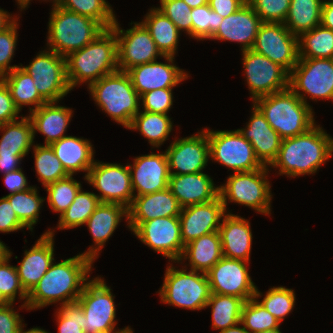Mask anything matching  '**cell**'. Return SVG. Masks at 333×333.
I'll return each mask as SVG.
<instances>
[{
    "instance_id": "4fadbf2b",
    "label": "cell",
    "mask_w": 333,
    "mask_h": 333,
    "mask_svg": "<svg viewBox=\"0 0 333 333\" xmlns=\"http://www.w3.org/2000/svg\"><path fill=\"white\" fill-rule=\"evenodd\" d=\"M242 55L245 81L253 102L289 87L290 73L281 65L252 49L242 51Z\"/></svg>"
},
{
    "instance_id": "30bf717a",
    "label": "cell",
    "mask_w": 333,
    "mask_h": 333,
    "mask_svg": "<svg viewBox=\"0 0 333 333\" xmlns=\"http://www.w3.org/2000/svg\"><path fill=\"white\" fill-rule=\"evenodd\" d=\"M289 88L308 105V96L333 100V58H299L290 72Z\"/></svg>"
},
{
    "instance_id": "5bb4252c",
    "label": "cell",
    "mask_w": 333,
    "mask_h": 333,
    "mask_svg": "<svg viewBox=\"0 0 333 333\" xmlns=\"http://www.w3.org/2000/svg\"><path fill=\"white\" fill-rule=\"evenodd\" d=\"M86 181L99 191L102 203H116L127 209L132 204L134 192L130 170L127 165L95 161L89 169Z\"/></svg>"
},
{
    "instance_id": "d6986e66",
    "label": "cell",
    "mask_w": 333,
    "mask_h": 333,
    "mask_svg": "<svg viewBox=\"0 0 333 333\" xmlns=\"http://www.w3.org/2000/svg\"><path fill=\"white\" fill-rule=\"evenodd\" d=\"M170 144L165 153L170 174L183 175L203 172L210 159L207 132L178 138Z\"/></svg>"
},
{
    "instance_id": "4dcf8cb0",
    "label": "cell",
    "mask_w": 333,
    "mask_h": 333,
    "mask_svg": "<svg viewBox=\"0 0 333 333\" xmlns=\"http://www.w3.org/2000/svg\"><path fill=\"white\" fill-rule=\"evenodd\" d=\"M50 146L69 175L83 171L86 172V180L89 169L95 162L94 148L88 139L67 135Z\"/></svg>"
},
{
    "instance_id": "b9f144b4",
    "label": "cell",
    "mask_w": 333,
    "mask_h": 333,
    "mask_svg": "<svg viewBox=\"0 0 333 333\" xmlns=\"http://www.w3.org/2000/svg\"><path fill=\"white\" fill-rule=\"evenodd\" d=\"M261 296H263L262 293L256 289L255 297L245 301L242 307L240 323L249 333L280 328L281 322L258 302Z\"/></svg>"
},
{
    "instance_id": "f546056e",
    "label": "cell",
    "mask_w": 333,
    "mask_h": 333,
    "mask_svg": "<svg viewBox=\"0 0 333 333\" xmlns=\"http://www.w3.org/2000/svg\"><path fill=\"white\" fill-rule=\"evenodd\" d=\"M59 102H47L27 115L32 123L33 137L36 132L45 136L44 145L67 136L68 125L73 116L72 108L58 105Z\"/></svg>"
},
{
    "instance_id": "f1b7e54d",
    "label": "cell",
    "mask_w": 333,
    "mask_h": 333,
    "mask_svg": "<svg viewBox=\"0 0 333 333\" xmlns=\"http://www.w3.org/2000/svg\"><path fill=\"white\" fill-rule=\"evenodd\" d=\"M250 227L249 221L241 216L231 212L223 216L218 232L224 257L250 262L253 240Z\"/></svg>"
},
{
    "instance_id": "74e56055",
    "label": "cell",
    "mask_w": 333,
    "mask_h": 333,
    "mask_svg": "<svg viewBox=\"0 0 333 333\" xmlns=\"http://www.w3.org/2000/svg\"><path fill=\"white\" fill-rule=\"evenodd\" d=\"M242 298L212 293L206 307H212V328L225 330L240 323L244 304Z\"/></svg>"
},
{
    "instance_id": "db71d44e",
    "label": "cell",
    "mask_w": 333,
    "mask_h": 333,
    "mask_svg": "<svg viewBox=\"0 0 333 333\" xmlns=\"http://www.w3.org/2000/svg\"><path fill=\"white\" fill-rule=\"evenodd\" d=\"M173 88L156 89L144 93L140 100H142L140 107L142 110L151 113L168 114L173 105Z\"/></svg>"
},
{
    "instance_id": "2e32d148",
    "label": "cell",
    "mask_w": 333,
    "mask_h": 333,
    "mask_svg": "<svg viewBox=\"0 0 333 333\" xmlns=\"http://www.w3.org/2000/svg\"><path fill=\"white\" fill-rule=\"evenodd\" d=\"M252 50L281 65L289 73L299 61L298 37L284 23L263 22Z\"/></svg>"
},
{
    "instance_id": "7402d4cb",
    "label": "cell",
    "mask_w": 333,
    "mask_h": 333,
    "mask_svg": "<svg viewBox=\"0 0 333 333\" xmlns=\"http://www.w3.org/2000/svg\"><path fill=\"white\" fill-rule=\"evenodd\" d=\"M225 214L226 211L220 196L211 202L182 208L178 217L183 244L186 245L202 235L217 232Z\"/></svg>"
},
{
    "instance_id": "4316f807",
    "label": "cell",
    "mask_w": 333,
    "mask_h": 333,
    "mask_svg": "<svg viewBox=\"0 0 333 333\" xmlns=\"http://www.w3.org/2000/svg\"><path fill=\"white\" fill-rule=\"evenodd\" d=\"M168 188L182 208L211 202L219 196V187L203 172L170 174Z\"/></svg>"
},
{
    "instance_id": "94428289",
    "label": "cell",
    "mask_w": 333,
    "mask_h": 333,
    "mask_svg": "<svg viewBox=\"0 0 333 333\" xmlns=\"http://www.w3.org/2000/svg\"><path fill=\"white\" fill-rule=\"evenodd\" d=\"M21 160L19 155H0V171L6 174L20 169Z\"/></svg>"
},
{
    "instance_id": "7a4b0ae2",
    "label": "cell",
    "mask_w": 333,
    "mask_h": 333,
    "mask_svg": "<svg viewBox=\"0 0 333 333\" xmlns=\"http://www.w3.org/2000/svg\"><path fill=\"white\" fill-rule=\"evenodd\" d=\"M333 156V138L319 125L306 133L282 140L277 158L270 165L280 175L298 177L314 174Z\"/></svg>"
},
{
    "instance_id": "d4e9b609",
    "label": "cell",
    "mask_w": 333,
    "mask_h": 333,
    "mask_svg": "<svg viewBox=\"0 0 333 333\" xmlns=\"http://www.w3.org/2000/svg\"><path fill=\"white\" fill-rule=\"evenodd\" d=\"M182 207L166 188L147 195L135 196L128 208V228L133 232L142 222L158 217L179 216Z\"/></svg>"
},
{
    "instance_id": "9a60e30c",
    "label": "cell",
    "mask_w": 333,
    "mask_h": 333,
    "mask_svg": "<svg viewBox=\"0 0 333 333\" xmlns=\"http://www.w3.org/2000/svg\"><path fill=\"white\" fill-rule=\"evenodd\" d=\"M130 29L120 28L117 19L111 29L117 38L118 70L127 72L134 66L156 61L161 52L141 22H131Z\"/></svg>"
},
{
    "instance_id": "c3c4849f",
    "label": "cell",
    "mask_w": 333,
    "mask_h": 333,
    "mask_svg": "<svg viewBox=\"0 0 333 333\" xmlns=\"http://www.w3.org/2000/svg\"><path fill=\"white\" fill-rule=\"evenodd\" d=\"M192 38L196 40H210L218 30L223 17L213 11L209 4L192 8Z\"/></svg>"
},
{
    "instance_id": "277c9868",
    "label": "cell",
    "mask_w": 333,
    "mask_h": 333,
    "mask_svg": "<svg viewBox=\"0 0 333 333\" xmlns=\"http://www.w3.org/2000/svg\"><path fill=\"white\" fill-rule=\"evenodd\" d=\"M253 104L282 139L304 134L316 125L312 106L305 104L289 87L260 97Z\"/></svg>"
},
{
    "instance_id": "91938a15",
    "label": "cell",
    "mask_w": 333,
    "mask_h": 333,
    "mask_svg": "<svg viewBox=\"0 0 333 333\" xmlns=\"http://www.w3.org/2000/svg\"><path fill=\"white\" fill-rule=\"evenodd\" d=\"M246 2V0H208L210 8L223 18L235 13Z\"/></svg>"
},
{
    "instance_id": "11a10c76",
    "label": "cell",
    "mask_w": 333,
    "mask_h": 333,
    "mask_svg": "<svg viewBox=\"0 0 333 333\" xmlns=\"http://www.w3.org/2000/svg\"><path fill=\"white\" fill-rule=\"evenodd\" d=\"M27 227L18 219L9 200L3 196L0 198V232H16Z\"/></svg>"
},
{
    "instance_id": "e0dca14e",
    "label": "cell",
    "mask_w": 333,
    "mask_h": 333,
    "mask_svg": "<svg viewBox=\"0 0 333 333\" xmlns=\"http://www.w3.org/2000/svg\"><path fill=\"white\" fill-rule=\"evenodd\" d=\"M139 240L172 262H179L185 245L178 216L158 217L142 222L134 231Z\"/></svg>"
},
{
    "instance_id": "9f6ffc18",
    "label": "cell",
    "mask_w": 333,
    "mask_h": 333,
    "mask_svg": "<svg viewBox=\"0 0 333 333\" xmlns=\"http://www.w3.org/2000/svg\"><path fill=\"white\" fill-rule=\"evenodd\" d=\"M13 307V303L0 307V333H20L23 319Z\"/></svg>"
},
{
    "instance_id": "03108f58",
    "label": "cell",
    "mask_w": 333,
    "mask_h": 333,
    "mask_svg": "<svg viewBox=\"0 0 333 333\" xmlns=\"http://www.w3.org/2000/svg\"><path fill=\"white\" fill-rule=\"evenodd\" d=\"M31 0H16L17 5H19L18 7L20 8V10L22 11L23 9L25 10L26 7H28V5L30 4ZM44 1V0H43ZM48 1V0H45ZM50 2L52 1L53 5L52 6H56L58 5L60 0H49Z\"/></svg>"
},
{
    "instance_id": "e7e4bbea",
    "label": "cell",
    "mask_w": 333,
    "mask_h": 333,
    "mask_svg": "<svg viewBox=\"0 0 333 333\" xmlns=\"http://www.w3.org/2000/svg\"><path fill=\"white\" fill-rule=\"evenodd\" d=\"M240 325V326H238ZM220 333H249L248 330L242 325L241 323L233 326V327H229L225 330H221Z\"/></svg>"
},
{
    "instance_id": "816d5d0a",
    "label": "cell",
    "mask_w": 333,
    "mask_h": 333,
    "mask_svg": "<svg viewBox=\"0 0 333 333\" xmlns=\"http://www.w3.org/2000/svg\"><path fill=\"white\" fill-rule=\"evenodd\" d=\"M262 22L284 23L291 0H248Z\"/></svg>"
},
{
    "instance_id": "a7ac6f4b",
    "label": "cell",
    "mask_w": 333,
    "mask_h": 333,
    "mask_svg": "<svg viewBox=\"0 0 333 333\" xmlns=\"http://www.w3.org/2000/svg\"><path fill=\"white\" fill-rule=\"evenodd\" d=\"M25 326H26V324L23 325L20 333H49L46 330L41 329L40 327L39 328L38 327H34V328H31V329L25 331V330H23Z\"/></svg>"
},
{
    "instance_id": "ac0fdd59",
    "label": "cell",
    "mask_w": 333,
    "mask_h": 333,
    "mask_svg": "<svg viewBox=\"0 0 333 333\" xmlns=\"http://www.w3.org/2000/svg\"><path fill=\"white\" fill-rule=\"evenodd\" d=\"M246 262L222 257L207 273L211 292L235 296L247 301L255 297L256 287L252 281Z\"/></svg>"
},
{
    "instance_id": "8fae6325",
    "label": "cell",
    "mask_w": 333,
    "mask_h": 333,
    "mask_svg": "<svg viewBox=\"0 0 333 333\" xmlns=\"http://www.w3.org/2000/svg\"><path fill=\"white\" fill-rule=\"evenodd\" d=\"M209 142L210 159L232 169L234 173L263 168L251 143L239 130L213 131L204 128Z\"/></svg>"
},
{
    "instance_id": "ffe728a7",
    "label": "cell",
    "mask_w": 333,
    "mask_h": 333,
    "mask_svg": "<svg viewBox=\"0 0 333 333\" xmlns=\"http://www.w3.org/2000/svg\"><path fill=\"white\" fill-rule=\"evenodd\" d=\"M163 58L165 63L156 60L134 66L127 71L140 97L156 89L174 88L189 77L188 73L174 64V56Z\"/></svg>"
},
{
    "instance_id": "680465c9",
    "label": "cell",
    "mask_w": 333,
    "mask_h": 333,
    "mask_svg": "<svg viewBox=\"0 0 333 333\" xmlns=\"http://www.w3.org/2000/svg\"><path fill=\"white\" fill-rule=\"evenodd\" d=\"M3 175L5 186L10 191L9 194L24 191L32 187L28 185L27 178L21 168Z\"/></svg>"
},
{
    "instance_id": "8992f818",
    "label": "cell",
    "mask_w": 333,
    "mask_h": 333,
    "mask_svg": "<svg viewBox=\"0 0 333 333\" xmlns=\"http://www.w3.org/2000/svg\"><path fill=\"white\" fill-rule=\"evenodd\" d=\"M95 104L116 123L126 129L140 111V96L127 72L116 71L103 76L88 86Z\"/></svg>"
},
{
    "instance_id": "6da1fadb",
    "label": "cell",
    "mask_w": 333,
    "mask_h": 333,
    "mask_svg": "<svg viewBox=\"0 0 333 333\" xmlns=\"http://www.w3.org/2000/svg\"><path fill=\"white\" fill-rule=\"evenodd\" d=\"M93 260L82 253L52 263L28 293L27 310L41 309L60 301V306L77 301L90 279Z\"/></svg>"
},
{
    "instance_id": "1f68e13d",
    "label": "cell",
    "mask_w": 333,
    "mask_h": 333,
    "mask_svg": "<svg viewBox=\"0 0 333 333\" xmlns=\"http://www.w3.org/2000/svg\"><path fill=\"white\" fill-rule=\"evenodd\" d=\"M222 245L219 232L202 235L187 243L177 263L188 259L191 270L207 273L221 258Z\"/></svg>"
},
{
    "instance_id": "f907efd6",
    "label": "cell",
    "mask_w": 333,
    "mask_h": 333,
    "mask_svg": "<svg viewBox=\"0 0 333 333\" xmlns=\"http://www.w3.org/2000/svg\"><path fill=\"white\" fill-rule=\"evenodd\" d=\"M156 8L168 17L180 32L185 31L192 37V8L183 0H160V6Z\"/></svg>"
},
{
    "instance_id": "ba28073f",
    "label": "cell",
    "mask_w": 333,
    "mask_h": 333,
    "mask_svg": "<svg viewBox=\"0 0 333 333\" xmlns=\"http://www.w3.org/2000/svg\"><path fill=\"white\" fill-rule=\"evenodd\" d=\"M269 166L231 174L226 184L219 186V196L223 202L226 213H228V202L245 205L255 212L264 215L271 214V184L268 180ZM227 209V210H226Z\"/></svg>"
},
{
    "instance_id": "44dd1931",
    "label": "cell",
    "mask_w": 333,
    "mask_h": 333,
    "mask_svg": "<svg viewBox=\"0 0 333 333\" xmlns=\"http://www.w3.org/2000/svg\"><path fill=\"white\" fill-rule=\"evenodd\" d=\"M128 167L134 197L168 188L170 172L164 151L157 154L150 152V154L135 157L133 165L129 163Z\"/></svg>"
},
{
    "instance_id": "7dc6e473",
    "label": "cell",
    "mask_w": 333,
    "mask_h": 333,
    "mask_svg": "<svg viewBox=\"0 0 333 333\" xmlns=\"http://www.w3.org/2000/svg\"><path fill=\"white\" fill-rule=\"evenodd\" d=\"M11 256L12 252L9 249L8 255L0 261V291L10 303H14L18 295L21 301L24 300L20 309L27 310L28 293L21 285L16 267L9 264Z\"/></svg>"
},
{
    "instance_id": "5b68a950",
    "label": "cell",
    "mask_w": 333,
    "mask_h": 333,
    "mask_svg": "<svg viewBox=\"0 0 333 333\" xmlns=\"http://www.w3.org/2000/svg\"><path fill=\"white\" fill-rule=\"evenodd\" d=\"M49 14L46 45L63 57L82 49L106 30L98 21L58 5L52 6Z\"/></svg>"
},
{
    "instance_id": "8c879c8a",
    "label": "cell",
    "mask_w": 333,
    "mask_h": 333,
    "mask_svg": "<svg viewBox=\"0 0 333 333\" xmlns=\"http://www.w3.org/2000/svg\"><path fill=\"white\" fill-rule=\"evenodd\" d=\"M260 333H282V332L280 331V328H275V329L266 330V331H263V332H260Z\"/></svg>"
},
{
    "instance_id": "603a6c76",
    "label": "cell",
    "mask_w": 333,
    "mask_h": 333,
    "mask_svg": "<svg viewBox=\"0 0 333 333\" xmlns=\"http://www.w3.org/2000/svg\"><path fill=\"white\" fill-rule=\"evenodd\" d=\"M54 232L50 229L41 235L30 250H25L24 257L15 266L22 287L27 293L40 281L54 260Z\"/></svg>"
},
{
    "instance_id": "9c48e42d",
    "label": "cell",
    "mask_w": 333,
    "mask_h": 333,
    "mask_svg": "<svg viewBox=\"0 0 333 333\" xmlns=\"http://www.w3.org/2000/svg\"><path fill=\"white\" fill-rule=\"evenodd\" d=\"M111 287L104 279L95 277L89 280L77 299L83 313L85 333H133L129 326L116 329V308ZM117 330V331H116Z\"/></svg>"
},
{
    "instance_id": "f35d334b",
    "label": "cell",
    "mask_w": 333,
    "mask_h": 333,
    "mask_svg": "<svg viewBox=\"0 0 333 333\" xmlns=\"http://www.w3.org/2000/svg\"><path fill=\"white\" fill-rule=\"evenodd\" d=\"M96 193L81 188L71 205L59 216L57 229H71L86 224V221L100 204Z\"/></svg>"
},
{
    "instance_id": "3957f363",
    "label": "cell",
    "mask_w": 333,
    "mask_h": 333,
    "mask_svg": "<svg viewBox=\"0 0 333 333\" xmlns=\"http://www.w3.org/2000/svg\"><path fill=\"white\" fill-rule=\"evenodd\" d=\"M67 79L71 89L89 86L103 76L118 71L117 38L110 28L80 50L66 57Z\"/></svg>"
},
{
    "instance_id": "f5cc1de1",
    "label": "cell",
    "mask_w": 333,
    "mask_h": 333,
    "mask_svg": "<svg viewBox=\"0 0 333 333\" xmlns=\"http://www.w3.org/2000/svg\"><path fill=\"white\" fill-rule=\"evenodd\" d=\"M18 19L19 17L9 27L0 32V78L19 67L18 65H10L13 55H15L18 40Z\"/></svg>"
},
{
    "instance_id": "8d00e7d4",
    "label": "cell",
    "mask_w": 333,
    "mask_h": 333,
    "mask_svg": "<svg viewBox=\"0 0 333 333\" xmlns=\"http://www.w3.org/2000/svg\"><path fill=\"white\" fill-rule=\"evenodd\" d=\"M173 121L167 114L139 111L133 118L129 130H138L148 139L152 148H158L168 140L173 130Z\"/></svg>"
},
{
    "instance_id": "d6a6232c",
    "label": "cell",
    "mask_w": 333,
    "mask_h": 333,
    "mask_svg": "<svg viewBox=\"0 0 333 333\" xmlns=\"http://www.w3.org/2000/svg\"><path fill=\"white\" fill-rule=\"evenodd\" d=\"M144 18L141 23L149 31L161 54L175 56L181 34L176 25L155 7Z\"/></svg>"
},
{
    "instance_id": "484cf974",
    "label": "cell",
    "mask_w": 333,
    "mask_h": 333,
    "mask_svg": "<svg viewBox=\"0 0 333 333\" xmlns=\"http://www.w3.org/2000/svg\"><path fill=\"white\" fill-rule=\"evenodd\" d=\"M252 145L256 157L264 166H269L277 158L282 138L270 126L265 116L253 104L252 116L245 128L238 129Z\"/></svg>"
},
{
    "instance_id": "7c38bea8",
    "label": "cell",
    "mask_w": 333,
    "mask_h": 333,
    "mask_svg": "<svg viewBox=\"0 0 333 333\" xmlns=\"http://www.w3.org/2000/svg\"><path fill=\"white\" fill-rule=\"evenodd\" d=\"M20 66L32 77L47 102H59L72 90L67 79L66 57L54 51H40L29 65Z\"/></svg>"
},
{
    "instance_id": "003e7915",
    "label": "cell",
    "mask_w": 333,
    "mask_h": 333,
    "mask_svg": "<svg viewBox=\"0 0 333 333\" xmlns=\"http://www.w3.org/2000/svg\"><path fill=\"white\" fill-rule=\"evenodd\" d=\"M191 8L200 7L208 4V0H183Z\"/></svg>"
},
{
    "instance_id": "ab89813d",
    "label": "cell",
    "mask_w": 333,
    "mask_h": 333,
    "mask_svg": "<svg viewBox=\"0 0 333 333\" xmlns=\"http://www.w3.org/2000/svg\"><path fill=\"white\" fill-rule=\"evenodd\" d=\"M299 58H333V30L319 25L298 37Z\"/></svg>"
},
{
    "instance_id": "d590c367",
    "label": "cell",
    "mask_w": 333,
    "mask_h": 333,
    "mask_svg": "<svg viewBox=\"0 0 333 333\" xmlns=\"http://www.w3.org/2000/svg\"><path fill=\"white\" fill-rule=\"evenodd\" d=\"M323 2L324 0H291L284 25L297 37L321 25Z\"/></svg>"
},
{
    "instance_id": "cb8c5ba5",
    "label": "cell",
    "mask_w": 333,
    "mask_h": 333,
    "mask_svg": "<svg viewBox=\"0 0 333 333\" xmlns=\"http://www.w3.org/2000/svg\"><path fill=\"white\" fill-rule=\"evenodd\" d=\"M263 22L253 7L246 2L235 13L224 17L212 40L237 42L242 51L252 49Z\"/></svg>"
},
{
    "instance_id": "be15d7a7",
    "label": "cell",
    "mask_w": 333,
    "mask_h": 333,
    "mask_svg": "<svg viewBox=\"0 0 333 333\" xmlns=\"http://www.w3.org/2000/svg\"><path fill=\"white\" fill-rule=\"evenodd\" d=\"M12 16V14L10 15L6 10L0 8V32L5 30L16 20L17 16Z\"/></svg>"
},
{
    "instance_id": "52a82bcc",
    "label": "cell",
    "mask_w": 333,
    "mask_h": 333,
    "mask_svg": "<svg viewBox=\"0 0 333 333\" xmlns=\"http://www.w3.org/2000/svg\"><path fill=\"white\" fill-rule=\"evenodd\" d=\"M172 264L166 268L158 291L161 302L192 311L206 308L212 294L206 273L191 269L188 272L187 266L179 270Z\"/></svg>"
},
{
    "instance_id": "bcb514c9",
    "label": "cell",
    "mask_w": 333,
    "mask_h": 333,
    "mask_svg": "<svg viewBox=\"0 0 333 333\" xmlns=\"http://www.w3.org/2000/svg\"><path fill=\"white\" fill-rule=\"evenodd\" d=\"M295 300V291L293 289L278 286L270 288L264 295L263 300H258V302L282 322L295 307Z\"/></svg>"
},
{
    "instance_id": "2644e50d",
    "label": "cell",
    "mask_w": 333,
    "mask_h": 333,
    "mask_svg": "<svg viewBox=\"0 0 333 333\" xmlns=\"http://www.w3.org/2000/svg\"><path fill=\"white\" fill-rule=\"evenodd\" d=\"M8 304H10V302L3 296L0 291V307L6 306Z\"/></svg>"
},
{
    "instance_id": "83f0119b",
    "label": "cell",
    "mask_w": 333,
    "mask_h": 333,
    "mask_svg": "<svg viewBox=\"0 0 333 333\" xmlns=\"http://www.w3.org/2000/svg\"><path fill=\"white\" fill-rule=\"evenodd\" d=\"M123 217L128 220V209L126 207L116 203L101 202L85 224L90 231L95 245L90 246L82 254L95 261Z\"/></svg>"
},
{
    "instance_id": "6125c7cd",
    "label": "cell",
    "mask_w": 333,
    "mask_h": 333,
    "mask_svg": "<svg viewBox=\"0 0 333 333\" xmlns=\"http://www.w3.org/2000/svg\"><path fill=\"white\" fill-rule=\"evenodd\" d=\"M321 25L333 30V0H324L321 13Z\"/></svg>"
},
{
    "instance_id": "e575fe53",
    "label": "cell",
    "mask_w": 333,
    "mask_h": 333,
    "mask_svg": "<svg viewBox=\"0 0 333 333\" xmlns=\"http://www.w3.org/2000/svg\"><path fill=\"white\" fill-rule=\"evenodd\" d=\"M0 79L8 87L14 105L20 112L23 106L32 105L33 108L29 107V111L32 112L47 103L39 94L32 77L20 66L2 76Z\"/></svg>"
},
{
    "instance_id": "89a4df30",
    "label": "cell",
    "mask_w": 333,
    "mask_h": 333,
    "mask_svg": "<svg viewBox=\"0 0 333 333\" xmlns=\"http://www.w3.org/2000/svg\"><path fill=\"white\" fill-rule=\"evenodd\" d=\"M9 249L7 246L0 241V261H2L8 255Z\"/></svg>"
},
{
    "instance_id": "836d02e7",
    "label": "cell",
    "mask_w": 333,
    "mask_h": 333,
    "mask_svg": "<svg viewBox=\"0 0 333 333\" xmlns=\"http://www.w3.org/2000/svg\"><path fill=\"white\" fill-rule=\"evenodd\" d=\"M0 155H19L24 158L34 145L32 123L28 116L0 125Z\"/></svg>"
},
{
    "instance_id": "ee69618b",
    "label": "cell",
    "mask_w": 333,
    "mask_h": 333,
    "mask_svg": "<svg viewBox=\"0 0 333 333\" xmlns=\"http://www.w3.org/2000/svg\"><path fill=\"white\" fill-rule=\"evenodd\" d=\"M58 6L98 21L105 29H110L116 21L106 0H60Z\"/></svg>"
},
{
    "instance_id": "60d3db41",
    "label": "cell",
    "mask_w": 333,
    "mask_h": 333,
    "mask_svg": "<svg viewBox=\"0 0 333 333\" xmlns=\"http://www.w3.org/2000/svg\"><path fill=\"white\" fill-rule=\"evenodd\" d=\"M5 197L9 200L18 219L32 232L33 225L38 222L40 208L43 206L42 203L45 198L39 196L35 186L24 191L8 194Z\"/></svg>"
},
{
    "instance_id": "6f0895ef",
    "label": "cell",
    "mask_w": 333,
    "mask_h": 333,
    "mask_svg": "<svg viewBox=\"0 0 333 333\" xmlns=\"http://www.w3.org/2000/svg\"><path fill=\"white\" fill-rule=\"evenodd\" d=\"M18 114L20 111L14 105L8 87L0 79V125L17 120Z\"/></svg>"
},
{
    "instance_id": "7bdbcfd3",
    "label": "cell",
    "mask_w": 333,
    "mask_h": 333,
    "mask_svg": "<svg viewBox=\"0 0 333 333\" xmlns=\"http://www.w3.org/2000/svg\"><path fill=\"white\" fill-rule=\"evenodd\" d=\"M33 153L37 178L44 187L69 175L50 145L35 144Z\"/></svg>"
},
{
    "instance_id": "f6af8a7d",
    "label": "cell",
    "mask_w": 333,
    "mask_h": 333,
    "mask_svg": "<svg viewBox=\"0 0 333 333\" xmlns=\"http://www.w3.org/2000/svg\"><path fill=\"white\" fill-rule=\"evenodd\" d=\"M44 188L48 193L47 203L49 207L61 215L71 205L82 186L73 178V175H68Z\"/></svg>"
},
{
    "instance_id": "681fc988",
    "label": "cell",
    "mask_w": 333,
    "mask_h": 333,
    "mask_svg": "<svg viewBox=\"0 0 333 333\" xmlns=\"http://www.w3.org/2000/svg\"><path fill=\"white\" fill-rule=\"evenodd\" d=\"M57 311L55 316L58 333H85L83 329L84 313L78 301L63 304L57 308Z\"/></svg>"
}]
</instances>
